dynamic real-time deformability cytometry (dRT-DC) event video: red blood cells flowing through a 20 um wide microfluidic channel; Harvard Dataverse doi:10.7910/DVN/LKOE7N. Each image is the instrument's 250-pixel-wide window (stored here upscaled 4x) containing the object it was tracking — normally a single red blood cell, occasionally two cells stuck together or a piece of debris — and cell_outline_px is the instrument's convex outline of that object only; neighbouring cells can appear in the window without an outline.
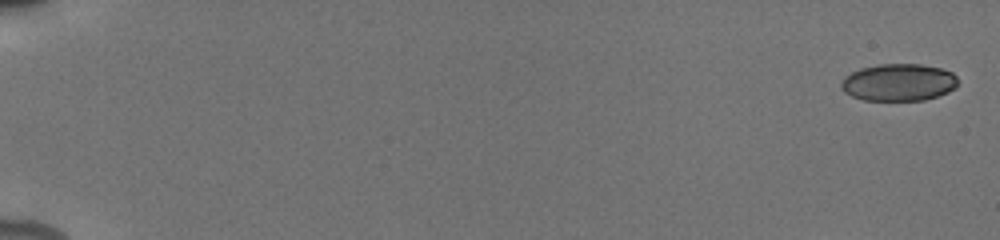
{"species": "human", "species_latin": "Homo sapiens", "temperature_condition": "cold", "stored_images_in_passage": 38, "camera_frame_rate_fps": 3000, "um_per_image_px": 0.085, "donor": {"sex": "male"}, "frame": {"image": 1, "passage_image": 1, "time_ms": 0.0, "image_size_px": [1000, 240], "cell_outline_px": [[956, 88], [948, 92], [924, 100], [864, 100], [852, 96], [844, 92], [840, 88], [840, 84], [844, 76], [860, 68], [880, 64], [920, 64], [940, 68], [952, 72], [956, 76]], "centroid_in_image_um": [76.36, 7.0], "position_along_channel_um": 8.6, "area_um2": 25.32}, "authors_computed_cell_mechanics": {"area_um2": 36.125, "velocity_mm_per_s": 3.8657, "shape_relaxation_time_tau1_ms": 2.2047, "shape_relaxation_time_tau2_ms": null, "deformation_change_tau1": 0.0771, "deformation_change_tau2": null}}